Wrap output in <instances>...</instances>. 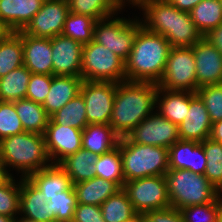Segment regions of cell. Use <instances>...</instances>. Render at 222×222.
<instances>
[{
	"mask_svg": "<svg viewBox=\"0 0 222 222\" xmlns=\"http://www.w3.org/2000/svg\"><path fill=\"white\" fill-rule=\"evenodd\" d=\"M124 182L149 176H165L169 170L168 148L131 142L120 138Z\"/></svg>",
	"mask_w": 222,
	"mask_h": 222,
	"instance_id": "5b68a950",
	"label": "cell"
},
{
	"mask_svg": "<svg viewBox=\"0 0 222 222\" xmlns=\"http://www.w3.org/2000/svg\"><path fill=\"white\" fill-rule=\"evenodd\" d=\"M196 94L204 102L211 122L222 120V84L199 87Z\"/></svg>",
	"mask_w": 222,
	"mask_h": 222,
	"instance_id": "60d3db41",
	"label": "cell"
},
{
	"mask_svg": "<svg viewBox=\"0 0 222 222\" xmlns=\"http://www.w3.org/2000/svg\"><path fill=\"white\" fill-rule=\"evenodd\" d=\"M95 23L94 18L69 12L62 34L85 45L93 40Z\"/></svg>",
	"mask_w": 222,
	"mask_h": 222,
	"instance_id": "d590c367",
	"label": "cell"
},
{
	"mask_svg": "<svg viewBox=\"0 0 222 222\" xmlns=\"http://www.w3.org/2000/svg\"><path fill=\"white\" fill-rule=\"evenodd\" d=\"M169 169H187L204 175L207 159L201 142L179 140L168 148Z\"/></svg>",
	"mask_w": 222,
	"mask_h": 222,
	"instance_id": "ac0fdd59",
	"label": "cell"
},
{
	"mask_svg": "<svg viewBox=\"0 0 222 222\" xmlns=\"http://www.w3.org/2000/svg\"><path fill=\"white\" fill-rule=\"evenodd\" d=\"M101 212L105 222H126L138 214L122 188L101 204Z\"/></svg>",
	"mask_w": 222,
	"mask_h": 222,
	"instance_id": "1f68e13d",
	"label": "cell"
},
{
	"mask_svg": "<svg viewBox=\"0 0 222 222\" xmlns=\"http://www.w3.org/2000/svg\"><path fill=\"white\" fill-rule=\"evenodd\" d=\"M191 48L195 59L197 89L222 84L221 52L206 37H202Z\"/></svg>",
	"mask_w": 222,
	"mask_h": 222,
	"instance_id": "9a60e30c",
	"label": "cell"
},
{
	"mask_svg": "<svg viewBox=\"0 0 222 222\" xmlns=\"http://www.w3.org/2000/svg\"><path fill=\"white\" fill-rule=\"evenodd\" d=\"M122 189L138 214L171 207L165 176H149L127 181Z\"/></svg>",
	"mask_w": 222,
	"mask_h": 222,
	"instance_id": "9c48e42d",
	"label": "cell"
},
{
	"mask_svg": "<svg viewBox=\"0 0 222 222\" xmlns=\"http://www.w3.org/2000/svg\"><path fill=\"white\" fill-rule=\"evenodd\" d=\"M138 9L142 11V25L164 36L171 47H192L203 37L190 13L180 11L168 0H147Z\"/></svg>",
	"mask_w": 222,
	"mask_h": 222,
	"instance_id": "7a4b0ae2",
	"label": "cell"
},
{
	"mask_svg": "<svg viewBox=\"0 0 222 222\" xmlns=\"http://www.w3.org/2000/svg\"><path fill=\"white\" fill-rule=\"evenodd\" d=\"M31 74L30 70L23 65L1 77L0 101L14 102L26 98Z\"/></svg>",
	"mask_w": 222,
	"mask_h": 222,
	"instance_id": "f1b7e54d",
	"label": "cell"
},
{
	"mask_svg": "<svg viewBox=\"0 0 222 222\" xmlns=\"http://www.w3.org/2000/svg\"><path fill=\"white\" fill-rule=\"evenodd\" d=\"M195 59L191 47H171L164 74L157 86L166 90L196 93Z\"/></svg>",
	"mask_w": 222,
	"mask_h": 222,
	"instance_id": "30bf717a",
	"label": "cell"
},
{
	"mask_svg": "<svg viewBox=\"0 0 222 222\" xmlns=\"http://www.w3.org/2000/svg\"><path fill=\"white\" fill-rule=\"evenodd\" d=\"M156 110L175 125H180L189 110V91L158 87Z\"/></svg>",
	"mask_w": 222,
	"mask_h": 222,
	"instance_id": "cb8c5ba5",
	"label": "cell"
},
{
	"mask_svg": "<svg viewBox=\"0 0 222 222\" xmlns=\"http://www.w3.org/2000/svg\"><path fill=\"white\" fill-rule=\"evenodd\" d=\"M13 103L24 131L44 135L50 116L42 104L27 98L19 99Z\"/></svg>",
	"mask_w": 222,
	"mask_h": 222,
	"instance_id": "83f0119b",
	"label": "cell"
},
{
	"mask_svg": "<svg viewBox=\"0 0 222 222\" xmlns=\"http://www.w3.org/2000/svg\"><path fill=\"white\" fill-rule=\"evenodd\" d=\"M171 207H184L214 202L222 193L202 174L187 169H169L165 174Z\"/></svg>",
	"mask_w": 222,
	"mask_h": 222,
	"instance_id": "8992f818",
	"label": "cell"
},
{
	"mask_svg": "<svg viewBox=\"0 0 222 222\" xmlns=\"http://www.w3.org/2000/svg\"><path fill=\"white\" fill-rule=\"evenodd\" d=\"M72 222H105L101 206L77 204Z\"/></svg>",
	"mask_w": 222,
	"mask_h": 222,
	"instance_id": "ee69618b",
	"label": "cell"
},
{
	"mask_svg": "<svg viewBox=\"0 0 222 222\" xmlns=\"http://www.w3.org/2000/svg\"><path fill=\"white\" fill-rule=\"evenodd\" d=\"M83 46L63 34L51 38L53 75L81 76Z\"/></svg>",
	"mask_w": 222,
	"mask_h": 222,
	"instance_id": "2e32d148",
	"label": "cell"
},
{
	"mask_svg": "<svg viewBox=\"0 0 222 222\" xmlns=\"http://www.w3.org/2000/svg\"><path fill=\"white\" fill-rule=\"evenodd\" d=\"M222 210V194L208 204H199L180 209L184 222H219Z\"/></svg>",
	"mask_w": 222,
	"mask_h": 222,
	"instance_id": "f35d334b",
	"label": "cell"
},
{
	"mask_svg": "<svg viewBox=\"0 0 222 222\" xmlns=\"http://www.w3.org/2000/svg\"><path fill=\"white\" fill-rule=\"evenodd\" d=\"M81 76L53 75L49 93L42 106L51 116L80 93Z\"/></svg>",
	"mask_w": 222,
	"mask_h": 222,
	"instance_id": "44dd1931",
	"label": "cell"
},
{
	"mask_svg": "<svg viewBox=\"0 0 222 222\" xmlns=\"http://www.w3.org/2000/svg\"><path fill=\"white\" fill-rule=\"evenodd\" d=\"M81 77L86 81H126L125 62L94 40L83 46Z\"/></svg>",
	"mask_w": 222,
	"mask_h": 222,
	"instance_id": "ba28073f",
	"label": "cell"
},
{
	"mask_svg": "<svg viewBox=\"0 0 222 222\" xmlns=\"http://www.w3.org/2000/svg\"><path fill=\"white\" fill-rule=\"evenodd\" d=\"M206 37L222 54V23L217 27L212 29Z\"/></svg>",
	"mask_w": 222,
	"mask_h": 222,
	"instance_id": "bcb514c9",
	"label": "cell"
},
{
	"mask_svg": "<svg viewBox=\"0 0 222 222\" xmlns=\"http://www.w3.org/2000/svg\"><path fill=\"white\" fill-rule=\"evenodd\" d=\"M212 124L204 102L196 93L189 91V110L178 125L179 138L202 142L210 138Z\"/></svg>",
	"mask_w": 222,
	"mask_h": 222,
	"instance_id": "e0dca14e",
	"label": "cell"
},
{
	"mask_svg": "<svg viewBox=\"0 0 222 222\" xmlns=\"http://www.w3.org/2000/svg\"><path fill=\"white\" fill-rule=\"evenodd\" d=\"M219 222H222V210H221V213H220V216H219Z\"/></svg>",
	"mask_w": 222,
	"mask_h": 222,
	"instance_id": "6f0895ef",
	"label": "cell"
},
{
	"mask_svg": "<svg viewBox=\"0 0 222 222\" xmlns=\"http://www.w3.org/2000/svg\"><path fill=\"white\" fill-rule=\"evenodd\" d=\"M51 212L56 216V222H72L77 206L76 193L73 185L66 191L59 192L47 201Z\"/></svg>",
	"mask_w": 222,
	"mask_h": 222,
	"instance_id": "ab89813d",
	"label": "cell"
},
{
	"mask_svg": "<svg viewBox=\"0 0 222 222\" xmlns=\"http://www.w3.org/2000/svg\"><path fill=\"white\" fill-rule=\"evenodd\" d=\"M27 179L42 192L46 201L73 185L67 173L59 165L54 164L30 174Z\"/></svg>",
	"mask_w": 222,
	"mask_h": 222,
	"instance_id": "603a6c76",
	"label": "cell"
},
{
	"mask_svg": "<svg viewBox=\"0 0 222 222\" xmlns=\"http://www.w3.org/2000/svg\"><path fill=\"white\" fill-rule=\"evenodd\" d=\"M12 32L13 30L0 19V41L6 39Z\"/></svg>",
	"mask_w": 222,
	"mask_h": 222,
	"instance_id": "f907efd6",
	"label": "cell"
},
{
	"mask_svg": "<svg viewBox=\"0 0 222 222\" xmlns=\"http://www.w3.org/2000/svg\"><path fill=\"white\" fill-rule=\"evenodd\" d=\"M189 13L203 37L222 23L220 0H202Z\"/></svg>",
	"mask_w": 222,
	"mask_h": 222,
	"instance_id": "f546056e",
	"label": "cell"
},
{
	"mask_svg": "<svg viewBox=\"0 0 222 222\" xmlns=\"http://www.w3.org/2000/svg\"><path fill=\"white\" fill-rule=\"evenodd\" d=\"M147 215L153 222H184L180 210L173 207L149 211Z\"/></svg>",
	"mask_w": 222,
	"mask_h": 222,
	"instance_id": "f6af8a7d",
	"label": "cell"
},
{
	"mask_svg": "<svg viewBox=\"0 0 222 222\" xmlns=\"http://www.w3.org/2000/svg\"><path fill=\"white\" fill-rule=\"evenodd\" d=\"M97 157L96 154L81 148L76 153L63 159L58 165L67 173L74 185L95 177Z\"/></svg>",
	"mask_w": 222,
	"mask_h": 222,
	"instance_id": "4316f807",
	"label": "cell"
},
{
	"mask_svg": "<svg viewBox=\"0 0 222 222\" xmlns=\"http://www.w3.org/2000/svg\"><path fill=\"white\" fill-rule=\"evenodd\" d=\"M82 131L70 126L55 124L49 119L44 137L52 164L58 165L63 159L82 148Z\"/></svg>",
	"mask_w": 222,
	"mask_h": 222,
	"instance_id": "5bb4252c",
	"label": "cell"
},
{
	"mask_svg": "<svg viewBox=\"0 0 222 222\" xmlns=\"http://www.w3.org/2000/svg\"><path fill=\"white\" fill-rule=\"evenodd\" d=\"M77 204L101 206L111 195L121 188L110 180L94 177L73 185Z\"/></svg>",
	"mask_w": 222,
	"mask_h": 222,
	"instance_id": "484cf974",
	"label": "cell"
},
{
	"mask_svg": "<svg viewBox=\"0 0 222 222\" xmlns=\"http://www.w3.org/2000/svg\"><path fill=\"white\" fill-rule=\"evenodd\" d=\"M15 222H33V221L18 216V217L15 219Z\"/></svg>",
	"mask_w": 222,
	"mask_h": 222,
	"instance_id": "9f6ffc18",
	"label": "cell"
},
{
	"mask_svg": "<svg viewBox=\"0 0 222 222\" xmlns=\"http://www.w3.org/2000/svg\"><path fill=\"white\" fill-rule=\"evenodd\" d=\"M44 0H0V19L13 32L23 30L41 9Z\"/></svg>",
	"mask_w": 222,
	"mask_h": 222,
	"instance_id": "7402d4cb",
	"label": "cell"
},
{
	"mask_svg": "<svg viewBox=\"0 0 222 222\" xmlns=\"http://www.w3.org/2000/svg\"><path fill=\"white\" fill-rule=\"evenodd\" d=\"M126 222H141V214H137L135 217L131 218Z\"/></svg>",
	"mask_w": 222,
	"mask_h": 222,
	"instance_id": "11a10c76",
	"label": "cell"
},
{
	"mask_svg": "<svg viewBox=\"0 0 222 222\" xmlns=\"http://www.w3.org/2000/svg\"><path fill=\"white\" fill-rule=\"evenodd\" d=\"M0 222H15V218L8 217L5 215H0Z\"/></svg>",
	"mask_w": 222,
	"mask_h": 222,
	"instance_id": "f5cc1de1",
	"label": "cell"
},
{
	"mask_svg": "<svg viewBox=\"0 0 222 222\" xmlns=\"http://www.w3.org/2000/svg\"><path fill=\"white\" fill-rule=\"evenodd\" d=\"M146 1L147 0H114L115 4L119 7L120 10H124L126 6H130V8L132 6V8L134 7L136 10Z\"/></svg>",
	"mask_w": 222,
	"mask_h": 222,
	"instance_id": "681fc988",
	"label": "cell"
},
{
	"mask_svg": "<svg viewBox=\"0 0 222 222\" xmlns=\"http://www.w3.org/2000/svg\"><path fill=\"white\" fill-rule=\"evenodd\" d=\"M0 160L10 176L15 170L20 178L52 165L44 135L26 131L0 140Z\"/></svg>",
	"mask_w": 222,
	"mask_h": 222,
	"instance_id": "277c9868",
	"label": "cell"
},
{
	"mask_svg": "<svg viewBox=\"0 0 222 222\" xmlns=\"http://www.w3.org/2000/svg\"><path fill=\"white\" fill-rule=\"evenodd\" d=\"M207 159L204 176L222 193V144L207 138L201 142Z\"/></svg>",
	"mask_w": 222,
	"mask_h": 222,
	"instance_id": "8d00e7d4",
	"label": "cell"
},
{
	"mask_svg": "<svg viewBox=\"0 0 222 222\" xmlns=\"http://www.w3.org/2000/svg\"><path fill=\"white\" fill-rule=\"evenodd\" d=\"M53 75L32 73L27 86L26 98L43 104L50 90Z\"/></svg>",
	"mask_w": 222,
	"mask_h": 222,
	"instance_id": "7bdbcfd3",
	"label": "cell"
},
{
	"mask_svg": "<svg viewBox=\"0 0 222 222\" xmlns=\"http://www.w3.org/2000/svg\"><path fill=\"white\" fill-rule=\"evenodd\" d=\"M9 177L10 175L8 174V172L5 169V166L0 160V185L4 183Z\"/></svg>",
	"mask_w": 222,
	"mask_h": 222,
	"instance_id": "816d5d0a",
	"label": "cell"
},
{
	"mask_svg": "<svg viewBox=\"0 0 222 222\" xmlns=\"http://www.w3.org/2000/svg\"><path fill=\"white\" fill-rule=\"evenodd\" d=\"M170 48V43L164 36L153 33L142 25L125 61L126 81L158 84L164 74Z\"/></svg>",
	"mask_w": 222,
	"mask_h": 222,
	"instance_id": "3957f363",
	"label": "cell"
},
{
	"mask_svg": "<svg viewBox=\"0 0 222 222\" xmlns=\"http://www.w3.org/2000/svg\"><path fill=\"white\" fill-rule=\"evenodd\" d=\"M141 222H153L147 214H141Z\"/></svg>",
	"mask_w": 222,
	"mask_h": 222,
	"instance_id": "db71d44e",
	"label": "cell"
},
{
	"mask_svg": "<svg viewBox=\"0 0 222 222\" xmlns=\"http://www.w3.org/2000/svg\"><path fill=\"white\" fill-rule=\"evenodd\" d=\"M95 177L115 182L120 188L124 184V176L122 172V159L118 146L97 157L95 163Z\"/></svg>",
	"mask_w": 222,
	"mask_h": 222,
	"instance_id": "e575fe53",
	"label": "cell"
},
{
	"mask_svg": "<svg viewBox=\"0 0 222 222\" xmlns=\"http://www.w3.org/2000/svg\"><path fill=\"white\" fill-rule=\"evenodd\" d=\"M0 215L15 219L20 215V179L14 176L0 185Z\"/></svg>",
	"mask_w": 222,
	"mask_h": 222,
	"instance_id": "74e56055",
	"label": "cell"
},
{
	"mask_svg": "<svg viewBox=\"0 0 222 222\" xmlns=\"http://www.w3.org/2000/svg\"><path fill=\"white\" fill-rule=\"evenodd\" d=\"M24 65L31 73L53 75L51 39L27 35L22 31Z\"/></svg>",
	"mask_w": 222,
	"mask_h": 222,
	"instance_id": "ffe728a7",
	"label": "cell"
},
{
	"mask_svg": "<svg viewBox=\"0 0 222 222\" xmlns=\"http://www.w3.org/2000/svg\"><path fill=\"white\" fill-rule=\"evenodd\" d=\"M119 140L109 124H88L82 131V148L97 156L115 149Z\"/></svg>",
	"mask_w": 222,
	"mask_h": 222,
	"instance_id": "d4e9b609",
	"label": "cell"
},
{
	"mask_svg": "<svg viewBox=\"0 0 222 222\" xmlns=\"http://www.w3.org/2000/svg\"><path fill=\"white\" fill-rule=\"evenodd\" d=\"M70 12L97 20L113 16L120 11L114 0H67Z\"/></svg>",
	"mask_w": 222,
	"mask_h": 222,
	"instance_id": "836d02e7",
	"label": "cell"
},
{
	"mask_svg": "<svg viewBox=\"0 0 222 222\" xmlns=\"http://www.w3.org/2000/svg\"><path fill=\"white\" fill-rule=\"evenodd\" d=\"M180 11L190 12L202 0H168Z\"/></svg>",
	"mask_w": 222,
	"mask_h": 222,
	"instance_id": "7dc6e473",
	"label": "cell"
},
{
	"mask_svg": "<svg viewBox=\"0 0 222 222\" xmlns=\"http://www.w3.org/2000/svg\"><path fill=\"white\" fill-rule=\"evenodd\" d=\"M69 12L67 0H44L41 9L22 31L27 35L51 39L62 34Z\"/></svg>",
	"mask_w": 222,
	"mask_h": 222,
	"instance_id": "4fadbf2b",
	"label": "cell"
},
{
	"mask_svg": "<svg viewBox=\"0 0 222 222\" xmlns=\"http://www.w3.org/2000/svg\"><path fill=\"white\" fill-rule=\"evenodd\" d=\"M33 222H56L42 192L27 178H20V215Z\"/></svg>",
	"mask_w": 222,
	"mask_h": 222,
	"instance_id": "d6986e66",
	"label": "cell"
},
{
	"mask_svg": "<svg viewBox=\"0 0 222 222\" xmlns=\"http://www.w3.org/2000/svg\"><path fill=\"white\" fill-rule=\"evenodd\" d=\"M210 138L213 141L222 144V120H219L212 124Z\"/></svg>",
	"mask_w": 222,
	"mask_h": 222,
	"instance_id": "c3c4849f",
	"label": "cell"
},
{
	"mask_svg": "<svg viewBox=\"0 0 222 222\" xmlns=\"http://www.w3.org/2000/svg\"><path fill=\"white\" fill-rule=\"evenodd\" d=\"M24 65L22 30L0 41V78Z\"/></svg>",
	"mask_w": 222,
	"mask_h": 222,
	"instance_id": "4dcf8cb0",
	"label": "cell"
},
{
	"mask_svg": "<svg viewBox=\"0 0 222 222\" xmlns=\"http://www.w3.org/2000/svg\"><path fill=\"white\" fill-rule=\"evenodd\" d=\"M123 10L113 16L97 20L94 25L93 40L107 47L124 62L133 48L138 29L142 26L140 17H119ZM119 13V14H118Z\"/></svg>",
	"mask_w": 222,
	"mask_h": 222,
	"instance_id": "52a82bcc",
	"label": "cell"
},
{
	"mask_svg": "<svg viewBox=\"0 0 222 222\" xmlns=\"http://www.w3.org/2000/svg\"><path fill=\"white\" fill-rule=\"evenodd\" d=\"M59 125H66L83 130L87 125L85 101L81 93L71 99L60 110L50 116Z\"/></svg>",
	"mask_w": 222,
	"mask_h": 222,
	"instance_id": "d6a6232c",
	"label": "cell"
},
{
	"mask_svg": "<svg viewBox=\"0 0 222 222\" xmlns=\"http://www.w3.org/2000/svg\"><path fill=\"white\" fill-rule=\"evenodd\" d=\"M23 132L25 131L14 103L0 101V140Z\"/></svg>",
	"mask_w": 222,
	"mask_h": 222,
	"instance_id": "b9f144b4",
	"label": "cell"
},
{
	"mask_svg": "<svg viewBox=\"0 0 222 222\" xmlns=\"http://www.w3.org/2000/svg\"><path fill=\"white\" fill-rule=\"evenodd\" d=\"M157 94L158 86L151 82L117 83L109 125L120 138L156 111Z\"/></svg>",
	"mask_w": 222,
	"mask_h": 222,
	"instance_id": "6da1fadb",
	"label": "cell"
},
{
	"mask_svg": "<svg viewBox=\"0 0 222 222\" xmlns=\"http://www.w3.org/2000/svg\"><path fill=\"white\" fill-rule=\"evenodd\" d=\"M117 82L83 80L80 93L85 101L88 124H109Z\"/></svg>",
	"mask_w": 222,
	"mask_h": 222,
	"instance_id": "8fae6325",
	"label": "cell"
},
{
	"mask_svg": "<svg viewBox=\"0 0 222 222\" xmlns=\"http://www.w3.org/2000/svg\"><path fill=\"white\" fill-rule=\"evenodd\" d=\"M131 142L169 148L179 141L178 126L157 110L145 118L127 136Z\"/></svg>",
	"mask_w": 222,
	"mask_h": 222,
	"instance_id": "7c38bea8",
	"label": "cell"
}]
</instances>
